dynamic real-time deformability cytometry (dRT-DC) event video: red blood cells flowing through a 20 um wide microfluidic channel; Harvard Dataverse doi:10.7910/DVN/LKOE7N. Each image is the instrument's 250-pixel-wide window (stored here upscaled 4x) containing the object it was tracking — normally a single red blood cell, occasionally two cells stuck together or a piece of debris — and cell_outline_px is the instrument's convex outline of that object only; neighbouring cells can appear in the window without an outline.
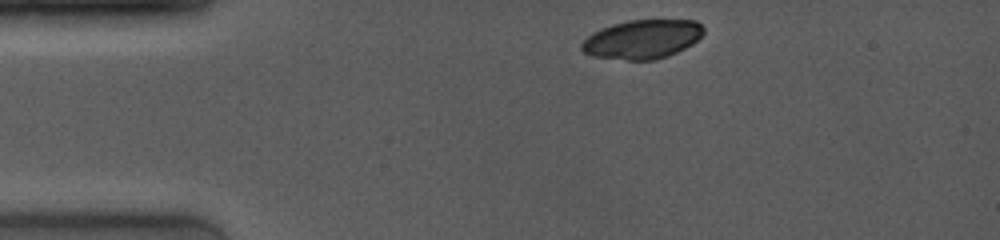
{"species": "common noctule bat (a hibernating species)", "species_latin": "Nyctalus noctula", "temperature_condition": "room temperature", "stored_images_in_passage": 8, "camera_frame_rate_fps": 4000, "um_per_image_px": 0.085, "animal": {"sex": "female", "body_mass_g": 19.0, "forearm_length_mm": 53.3}, "frame": {"image": 1, "passage_image": 1, "time_ms": 0.0, "image_size_px": [1000, 240], "cell_outline_px": [[704, 32], [692, 44], [668, 56], [656, 60], [628, 60], [592, 56], [584, 52], [580, 48], [580, 44], [592, 32], [600, 28], [612, 24], [628, 20], [696, 20], [704, 28]], "centroid_in_image_um": [54.57, 3.33], "position_along_channel_um": 30.4, "area_um2": 27.74}}